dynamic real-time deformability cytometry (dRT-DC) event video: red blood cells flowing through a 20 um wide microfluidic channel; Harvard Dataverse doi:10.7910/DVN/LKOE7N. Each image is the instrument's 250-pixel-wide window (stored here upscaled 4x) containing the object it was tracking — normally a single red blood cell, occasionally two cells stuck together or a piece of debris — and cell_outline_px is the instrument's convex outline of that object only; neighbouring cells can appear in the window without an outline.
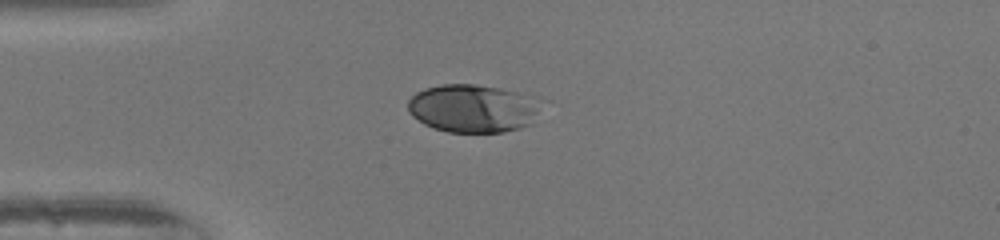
{"species": "human", "species_latin": "Homo sapiens", "temperature_condition": "warm", "stored_images_in_passage": 39, "camera_frame_rate_fps": 3000, "um_per_image_px": 0.085, "donor": {"sex": "female"}, "frame": {"image": 1, "passage_image": 1, "time_ms": 0.0, "image_size_px": [1000, 240], "cell_outline_px": [[540, 100], [528, 124], [520, 128], [504, 132], [448, 132], [424, 124], [412, 116], [408, 112], [408, 100], [416, 92], [424, 88], [440, 84], [476, 84], [540, 96]], "centroid_in_image_um": [40.15, 9.19], "position_along_channel_um": 44.9, "area_um2": 37.17}}
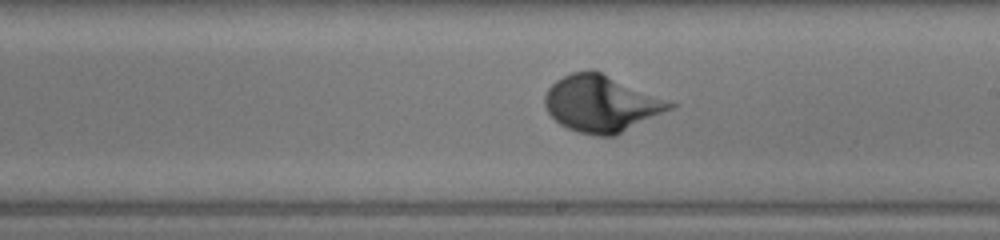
{"frame": {"image": 2, "passage_image": 17, "time_ms": 5.333, "image_size_px": [1000, 240], "cell_outline_px": [[676, 104], [672, 108], [616, 136], [596, 136], [580, 132], [568, 128], [560, 124], [548, 112], [544, 104], [544, 96], [548, 88], [556, 80], [572, 72], [588, 68], [592, 68]], "centroid_in_image_um": [51.07, 8.8], "position_along_channel_um": 237.9, "area_um2": 40.92}}
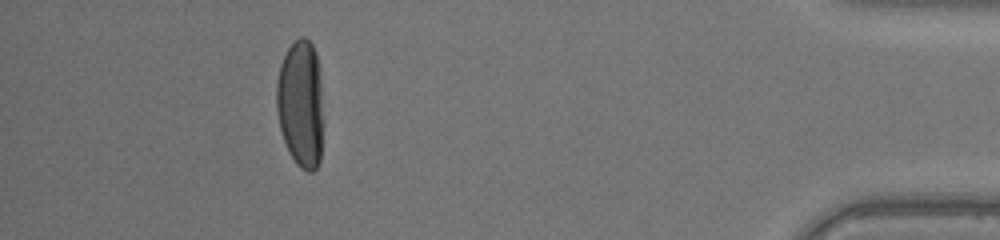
{"frame": {"image": 3, "passage_image": 34, "time_ms": 11.0, "image_size_px": [1000, 240], "cell_outline_px": [[324, 124], [320, 160], [316, 168], [312, 172], [308, 172], [300, 168], [296, 164], [284, 140], [280, 128], [276, 108], [276, 84], [280, 64], [288, 48], [300, 36], [304, 36], [312, 44], [316, 52], [320, 68], [324, 120]], "centroid_in_image_um": [25.6, 8.82], "position_along_channel_um": 409.6, "area_um2": 35.6}}